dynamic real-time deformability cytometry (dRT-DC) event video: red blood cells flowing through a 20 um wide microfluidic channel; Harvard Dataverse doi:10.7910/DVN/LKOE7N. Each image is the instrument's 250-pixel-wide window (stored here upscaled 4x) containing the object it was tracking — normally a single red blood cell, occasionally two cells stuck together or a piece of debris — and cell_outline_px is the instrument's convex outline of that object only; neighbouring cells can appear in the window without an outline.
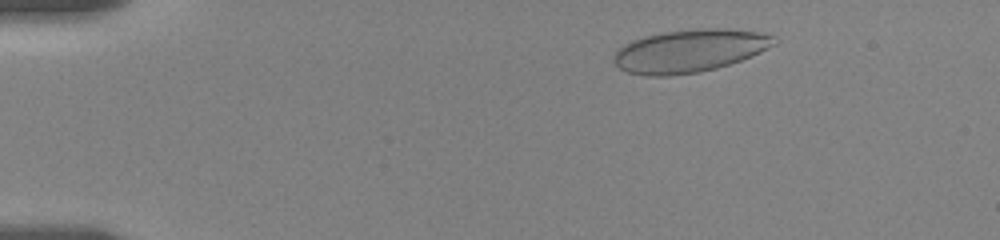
{"species": "human", "species_latin": "Homo sapiens", "temperature_condition": "room temperature", "stored_images_in_passage": 54, "camera_frame_rate_fps": 3000, "um_per_image_px": 0.085, "donor": {"sex": "female"}, "frame": {"image": 1, "passage_image": 6, "time_ms": 1.667, "image_size_px": [1000, 240], "cell_outline_px": [[776, 44], [752, 56], [716, 68], [700, 72], [668, 76], [648, 76], [628, 72], [620, 68], [612, 60], [612, 56], [624, 44], [632, 40], [644, 36], [664, 32], [696, 28], [728, 28], [756, 32], [776, 36]], "centroid_in_image_um": [58.61, 4.31], "position_along_channel_um": 26.4, "area_um2": 40.06}}
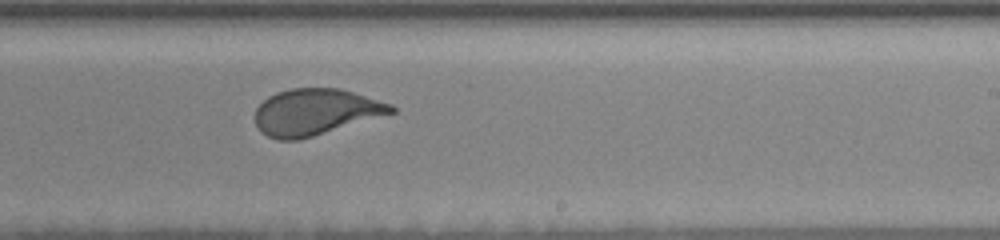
{"frame": {"image": 2, "passage_image": 33, "time_ms": 10.667, "image_size_px": [1000, 240], "cell_outline_px": [[396, 112], [312, 136], [296, 140], [276, 140], [260, 132], [256, 124], [256, 108], [268, 96], [276, 92], [292, 88], [340, 88], [392, 104], [396, 108]], "centroid_in_image_um": [26.8, 9.51], "position_along_channel_um": 262.2, "area_um2": 36.53}}
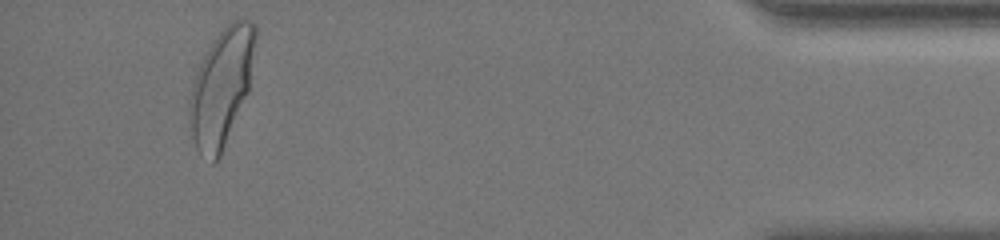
{"frame": {"image": 3, "passage_image": 51, "time_ms": 16.667, "image_size_px": [1000, 240], "cell_outline_px": [[256, 44], [248, 92], [220, 156], [212, 164], [196, 148], [192, 136], [188, 112], [188, 100], [196, 72], [208, 48], [216, 36], [232, 20], [244, 16], [252, 20], [256, 24]], "centroid_in_image_um": [18.84, 7.36], "position_along_channel_um": 416.4, "area_um2": 44.91}, "authors_computed_cell_mechanics": {"area_um2": 38.9572, "velocity_mm_per_s": 3.5115, "shape_relaxation_time_tau1_ms": 5.725, "shape_relaxation_time_tau2_ms": null, "deformation_change_tau1": 0.1707, "deformation_change_tau2": null}}